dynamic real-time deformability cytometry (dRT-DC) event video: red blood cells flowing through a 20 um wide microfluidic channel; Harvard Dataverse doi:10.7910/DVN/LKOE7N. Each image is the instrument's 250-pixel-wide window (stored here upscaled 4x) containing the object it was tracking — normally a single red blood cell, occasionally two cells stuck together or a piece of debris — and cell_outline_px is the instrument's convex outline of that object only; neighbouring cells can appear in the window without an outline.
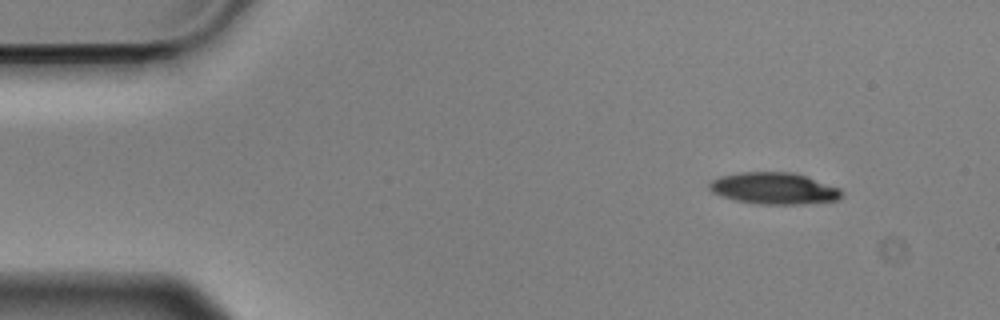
{"species": "Egyptian fruit bat (a non-hibernating species)", "species_latin": "Rousettus aegyptiacus", "temperature_condition": "cold", "stored_images_in_passage": 52, "segment_of_instrument_passage": [1, 2], "camera_frame_rate_fps": 3000, "um_per_image_px": 0.085, "animal": {"sex": "male"}, "frame": {"image": 1, "passage_image": 1, "time_ms": 0.0, "image_size_px": [1000, 320], "cell_outline_px": [[844, 196], [840, 200], [800, 204], [760, 204], [736, 200], [720, 196], [712, 192], [708, 188], [708, 184], [712, 180], [720, 176], [740, 172], [792, 172], [840, 188], [844, 192]], "centroid_in_image_um": [65.8, 16.02], "position_along_channel_um": 19.2, "area_um2": 24.45}}
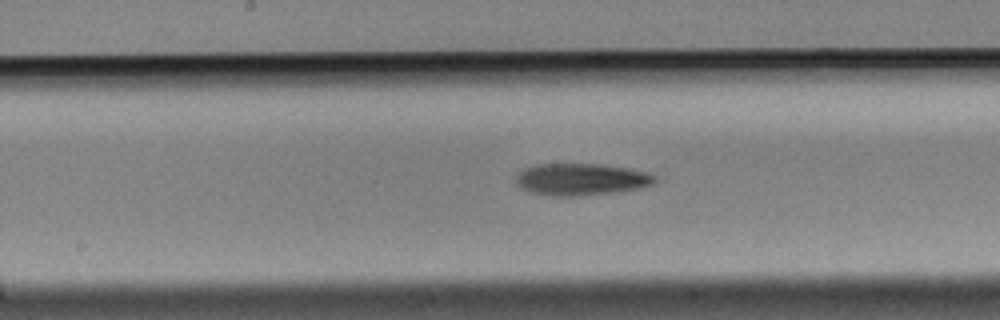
{"frame": {"image": 2, "passage_image": 23, "time_ms": 7.333, "image_size_px": [1000, 320], "cell_outline_px": [[656, 180], [652, 184], [640, 188], [612, 192], [580, 196], [552, 196], [532, 192], [520, 188], [516, 184], [516, 176], [524, 168], [536, 164], [600, 164], [628, 168], [648, 172], [656, 176]], "centroid_in_image_um": [49.38, 15.24], "position_along_channel_um": 198.8, "area_um2": 25.84}}
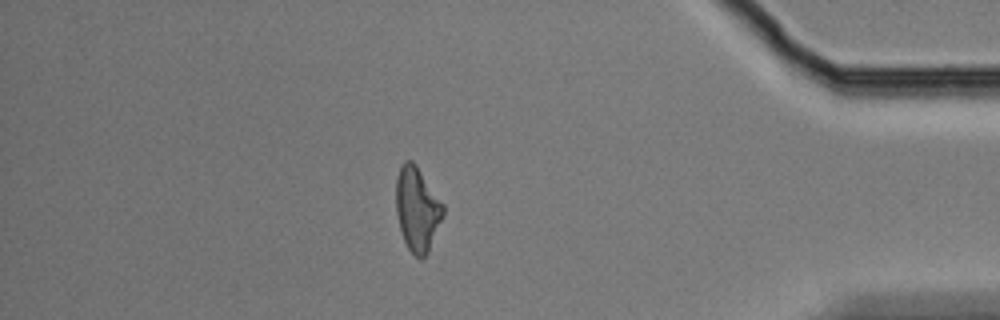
{"frame": {"image": 3, "passage_image": 43, "time_ms": 14.0, "image_size_px": [1000, 320], "cell_outline_px": [[444, 216], [428, 252], [420, 260], [408, 248], [404, 240], [400, 228], [396, 212], [396, 176], [400, 164], [404, 160], [412, 160], [416, 164], [444, 204]], "centroid_in_image_um": [35.46, 17.73], "position_along_channel_um": 399.7, "area_um2": 23.29}}